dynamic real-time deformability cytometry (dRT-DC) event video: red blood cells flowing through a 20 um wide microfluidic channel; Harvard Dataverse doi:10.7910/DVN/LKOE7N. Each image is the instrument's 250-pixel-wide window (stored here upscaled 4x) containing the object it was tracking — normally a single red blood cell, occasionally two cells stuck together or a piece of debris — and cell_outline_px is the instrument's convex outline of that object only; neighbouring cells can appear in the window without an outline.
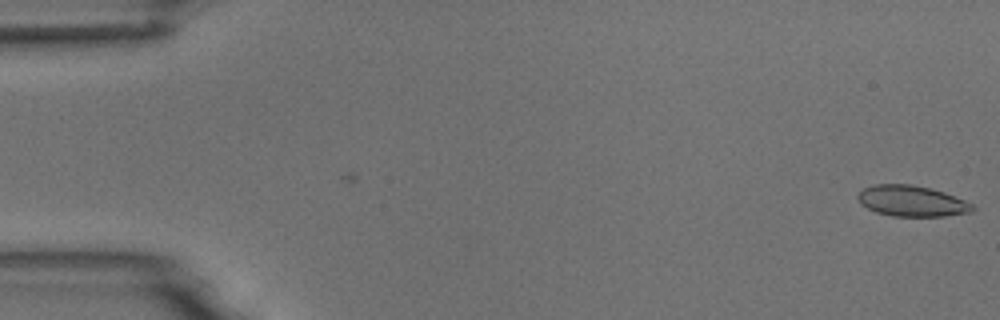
{"species": "common noctule bat (a hibernating species)", "species_latin": "Nyctalus noctula", "temperature_condition": "room temperature", "stored_images_in_passage": 2, "camera_frame_rate_fps": 3000, "um_per_image_px": 0.085, "animal": {"sex": "male", "body_mass_g": 18.8}, "frame": {"image": 1, "passage_image": 2, "time_ms": 1.0, "image_size_px": [1000, 320], "cell_outline_px": [[976, 208], [972, 212], [944, 216], [892, 216], [876, 212], [860, 204], [856, 196], [864, 188], [876, 184], [912, 184], [932, 188], [944, 192], [964, 200], [972, 204]], "centroid_in_image_um": [77.5, 17.08], "position_along_channel_um": 7.5, "area_um2": 20.69}}